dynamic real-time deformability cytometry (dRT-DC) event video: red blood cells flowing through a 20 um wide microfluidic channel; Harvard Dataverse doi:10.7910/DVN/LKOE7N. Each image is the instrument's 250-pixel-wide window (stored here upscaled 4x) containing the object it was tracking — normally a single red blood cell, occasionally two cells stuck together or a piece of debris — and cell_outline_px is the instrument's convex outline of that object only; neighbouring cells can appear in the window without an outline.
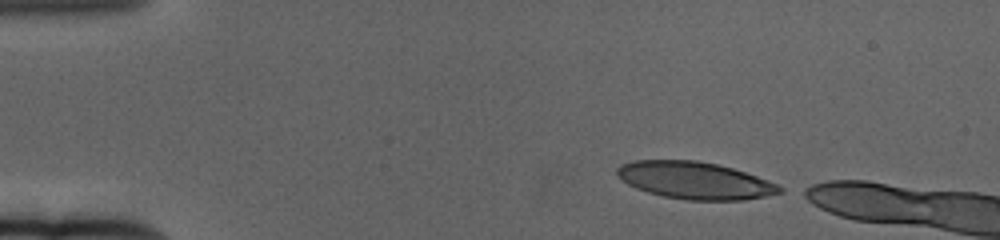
{"species": "human", "species_latin": "Homo sapiens", "temperature_condition": "cold", "stored_images_in_passage": 6, "camera_frame_rate_fps": 3000, "um_per_image_px": 0.085, "donor": {"sex": "female"}, "frame": {"image": 1, "passage_image": 1, "time_ms": 0.0, "image_size_px": [1000, 240], "cell_outline_px": [[784, 192], [768, 196], [744, 200], [688, 200], [664, 196], [648, 192], [636, 188], [628, 184], [616, 176], [616, 168], [620, 164], [636, 160], [696, 160], [716, 164], [732, 168], [768, 180], [784, 188]], "centroid_in_image_um": [59.06, 15.34], "position_along_channel_um": 25.9, "area_um2": 35.26}}